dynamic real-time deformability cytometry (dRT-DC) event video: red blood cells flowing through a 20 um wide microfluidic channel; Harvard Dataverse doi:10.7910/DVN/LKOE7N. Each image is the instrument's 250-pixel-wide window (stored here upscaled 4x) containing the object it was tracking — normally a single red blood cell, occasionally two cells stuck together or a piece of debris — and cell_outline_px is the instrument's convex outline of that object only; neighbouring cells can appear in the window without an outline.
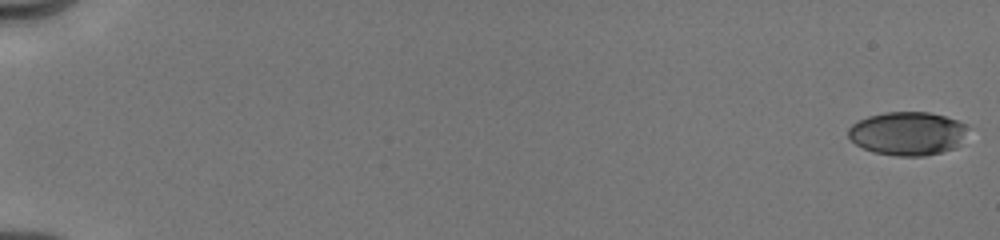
{"species": "human", "species_latin": "Homo sapiens", "temperature_condition": "cold", "stored_images_in_passage": 42, "camera_frame_rate_fps": 3000, "um_per_image_px": 0.085, "donor": {"sex": "male"}, "frame": {"image": 1, "passage_image": 1, "time_ms": 0.0, "image_size_px": [1000, 240], "cell_outline_px": [[964, 128], [956, 148], [924, 156], [896, 156], [872, 152], [856, 144], [848, 136], [848, 128], [856, 120], [868, 116], [884, 112], [928, 112], [944, 116], [956, 120], [964, 124]], "centroid_in_image_um": [77.05, 11.34], "position_along_channel_um": 8.0, "area_um2": 29.94}}
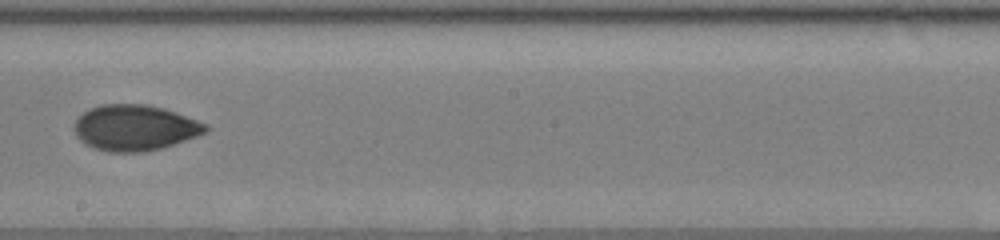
{"frame": {"image": 2, "passage_image": 24, "time_ms": 10.667, "image_size_px": [1000, 240], "cell_outline_px": [[208, 128], [204, 132], [196, 136], [160, 148], [144, 152], [108, 152], [84, 144], [76, 136], [72, 128], [72, 124], [84, 112], [100, 104], [144, 104], [164, 108], [176, 112], [208, 124]], "centroid_in_image_um": [11.41, 10.85], "position_along_channel_um": 236.8, "area_um2": 34.97}}
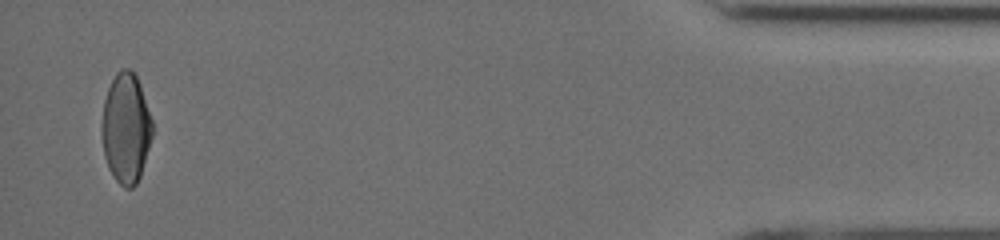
{"frame": {"image": 3, "passage_image": 42, "time_ms": 17.0, "image_size_px": [1000, 240], "cell_outline_px": [[152, 136], [140, 176], [136, 184], [132, 188], [124, 188], [116, 180], [108, 168], [104, 156], [100, 132], [100, 124], [104, 100], [108, 88], [116, 72], [120, 68], [128, 68], [136, 76], [140, 84], [152, 120]], "centroid_in_image_um": [10.67, 10.9], "position_along_channel_um": 424.5, "area_um2": 32.66}, "authors_computed_cell_mechanics": {"area_um2": 33.3217, "velocity_mm_per_s": 4.0317, "shape_relaxation_time_tau1_ms": 5.2204, "shape_relaxation_time_tau2_ms": 2.8486, "deformation_change_tau1": 0.1552, "deformation_change_tau2": 0.0613}}